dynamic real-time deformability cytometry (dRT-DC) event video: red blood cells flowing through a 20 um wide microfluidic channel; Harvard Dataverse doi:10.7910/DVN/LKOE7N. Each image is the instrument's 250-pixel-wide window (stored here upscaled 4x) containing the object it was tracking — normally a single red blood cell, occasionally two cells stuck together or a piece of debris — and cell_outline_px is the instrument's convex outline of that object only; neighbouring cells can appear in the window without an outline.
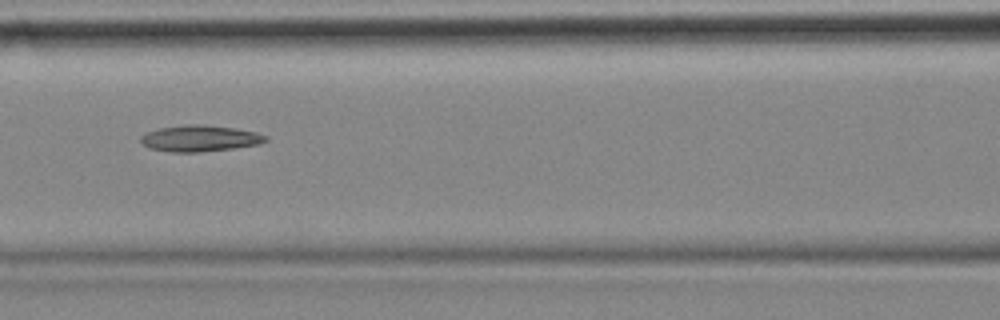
{"species": "common noctule bat (a hibernating species)", "species_latin": "Nyctalus noctula", "temperature_condition": "cold", "stored_images_in_passage": 15, "camera_frame_rate_fps": 3000, "um_per_image_px": 0.085, "animal": {"sex": "female", "body_mass_g": 18.4}, "frame": {"image": 1, "passage_image": 7, "time_ms": 2.0, "image_size_px": [1000, 320], "cell_outline_px": [[268, 140], [256, 144], [232, 148], [200, 152], [172, 152], [148, 148], [140, 140], [140, 136], [148, 132], [160, 128], [188, 124], [204, 124], [236, 128], [256, 132], [268, 136]], "centroid_in_image_um": [16.98, 11.75], "position_along_channel_um": 149.6, "area_um2": 19.02}}